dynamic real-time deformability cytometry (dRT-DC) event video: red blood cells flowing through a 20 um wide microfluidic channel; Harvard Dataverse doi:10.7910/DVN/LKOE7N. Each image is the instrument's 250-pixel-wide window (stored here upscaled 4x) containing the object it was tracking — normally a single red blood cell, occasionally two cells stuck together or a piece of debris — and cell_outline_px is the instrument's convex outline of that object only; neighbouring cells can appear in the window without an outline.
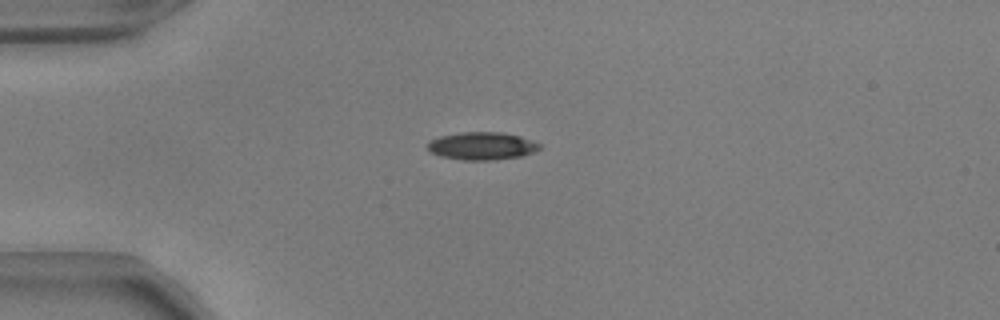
{"species": "common noctule bat (a hibernating species)", "species_latin": "Nyctalus noctula", "temperature_condition": "warm", "stored_images_in_passage": 40, "camera_frame_rate_fps": 3000, "um_per_image_px": 0.085, "animal": {"sex": "male", "body_mass_g": 17.9, "forearm_length_mm": 54.2}, "frame": {"image": 1, "passage_image": 1, "time_ms": 0.0, "image_size_px": [1000, 320], "cell_outline_px": [[540, 148], [532, 152], [520, 156], [492, 160], [464, 160], [440, 156], [432, 152], [428, 148], [428, 144], [432, 140], [440, 136], [460, 132], [500, 132], [520, 136], [532, 140], [540, 144]], "centroid_in_image_um": [40.97, 12.4], "position_along_channel_um": 44.0, "area_um2": 17.86}}
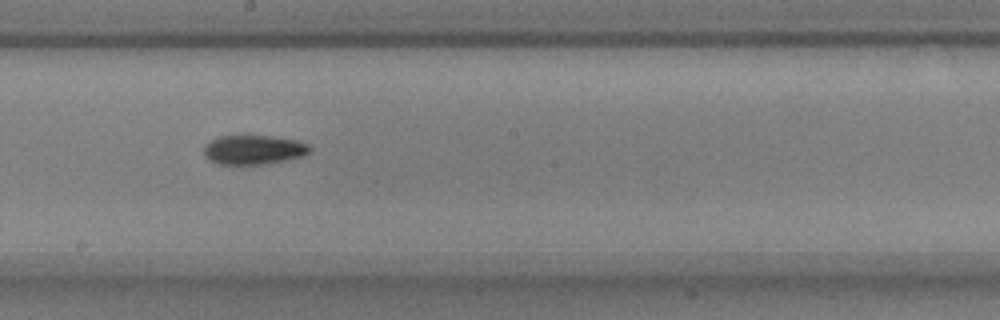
{"frame": {"image": 2, "passage_image": 17, "time_ms": 5.333, "image_size_px": [1000, 320], "cell_outline_px": [[312, 148], [304, 156], [288, 160], [268, 164], [216, 164], [208, 160], [204, 156], [204, 144], [208, 140], [220, 136], [244, 132], [300, 140], [308, 144]], "centroid_in_image_um": [21.53, 12.68], "position_along_channel_um": 226.7, "area_um2": 19.25}}
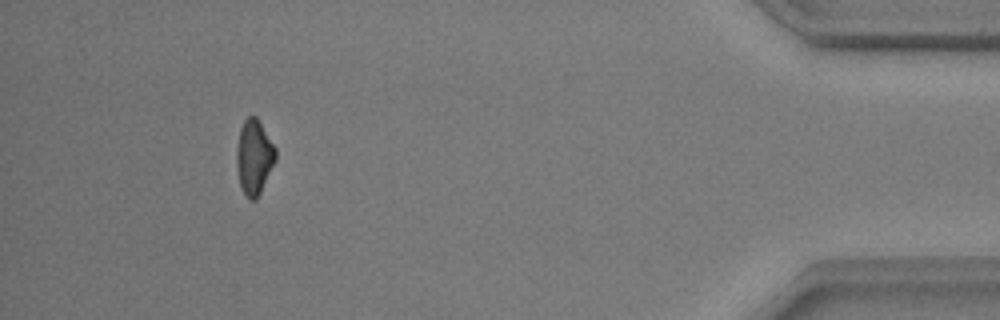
{"frame": {"image": 3, "passage_image": 36, "time_ms": 11.667, "image_size_px": [1000, 320], "cell_outline_px": [[276, 160], [256, 200], [248, 200], [244, 196], [240, 184], [236, 168], [236, 152], [240, 128], [244, 120], [248, 116], [256, 116], [276, 148]], "centroid_in_image_um": [21.58, 13.37], "position_along_channel_um": 413.6, "area_um2": 17.05}, "authors_computed_cell_mechanics": {"area_um2": 17.8024, "velocity_mm_per_s": 3.8648, "shape_relaxation_time_tau1_ms": 5.6572, "shape_relaxation_time_tau2_ms": 5.5129, "deformation_change_tau1": 0.1857, "deformation_change_tau2": 0.1429}}